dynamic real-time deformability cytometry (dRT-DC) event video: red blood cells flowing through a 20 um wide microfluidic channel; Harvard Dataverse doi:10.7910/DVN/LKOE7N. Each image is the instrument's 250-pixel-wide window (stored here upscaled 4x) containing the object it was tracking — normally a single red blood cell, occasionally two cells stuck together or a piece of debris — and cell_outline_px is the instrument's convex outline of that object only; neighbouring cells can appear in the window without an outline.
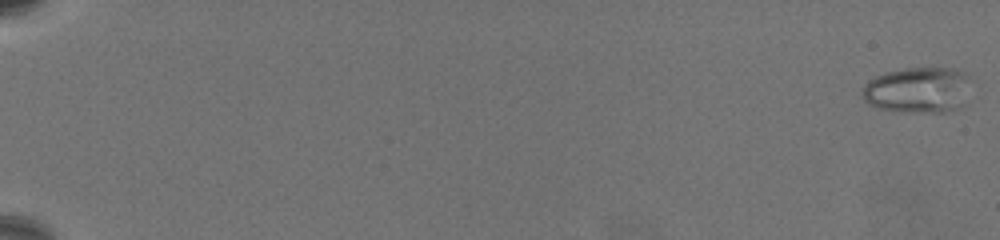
{"species": "common noctule bat (a hibernating species)", "species_latin": "Nyctalus noctula", "temperature_condition": "warm", "stored_images_in_passage": 68, "camera_frame_rate_fps": 3000, "um_per_image_px": 0.085, "animal": {"sex": "female", "body_mass_g": 19.5, "forearm_length_mm": 54.1}, "frame": {"image": 1, "passage_image": 1, "time_ms": 0.0, "image_size_px": [1000, 240], "cell_outline_px": [[968, 76], [964, 104], [960, 108], [944, 112], [900, 112], [880, 108], [868, 104], [864, 100], [860, 92], [864, 84], [868, 80], [884, 72], [904, 68], [956, 68], [964, 72]], "centroid_in_image_um": [77.96, 7.65], "position_along_channel_um": 7.0, "area_um2": 29.25}}
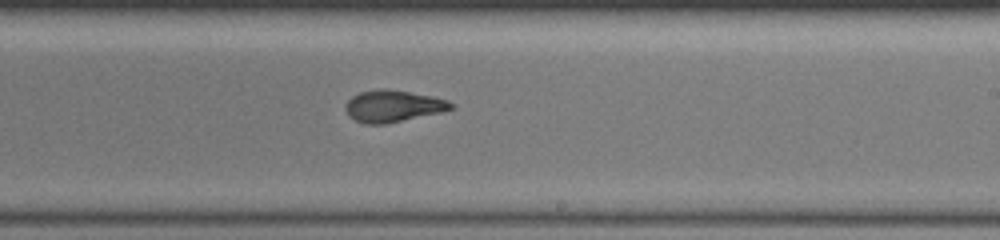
{"frame": {"image": 2, "passage_image": 45, "time_ms": 14.667, "image_size_px": [1000, 240], "cell_outline_px": [[456, 108], [440, 112], [384, 124], [364, 124], [348, 116], [344, 108], [344, 104], [352, 96], [360, 92], [380, 88], [384, 88], [432, 96], [448, 100], [456, 104]], "centroid_in_image_um": [33.39, 9.01], "position_along_channel_um": 255.6, "area_um2": 19.59}}
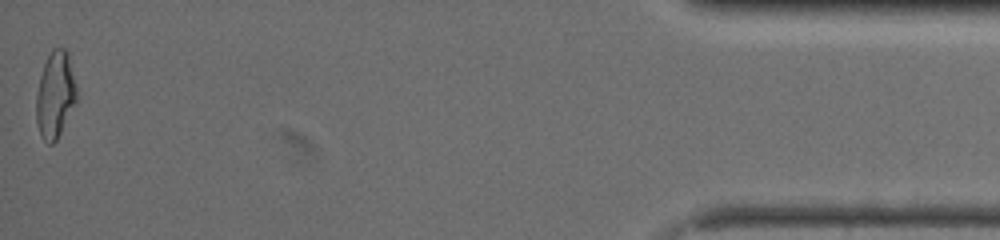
{"frame": {"image": 3, "passage_image": 68, "time_ms": 22.333, "image_size_px": [1000, 240], "cell_outline_px": [[76, 100], [56, 140], [52, 144], [48, 144], [40, 136], [36, 120], [36, 96], [40, 76], [44, 64], [52, 48], [64, 48], [68, 52], [76, 84]], "centroid_in_image_um": [4.68, 8.04], "position_along_channel_um": 430.5, "area_um2": 20.11}, "authors_computed_cell_mechanics": {"area_um2": 19.9121, "velocity_mm_per_s": 3.2835, "shape_relaxation_time_tau1_ms": 6.8784, "shape_relaxation_time_tau2_ms": 1.5534, "deformation_change_tau1": 0.1975, "deformation_change_tau2": 0.0867}}